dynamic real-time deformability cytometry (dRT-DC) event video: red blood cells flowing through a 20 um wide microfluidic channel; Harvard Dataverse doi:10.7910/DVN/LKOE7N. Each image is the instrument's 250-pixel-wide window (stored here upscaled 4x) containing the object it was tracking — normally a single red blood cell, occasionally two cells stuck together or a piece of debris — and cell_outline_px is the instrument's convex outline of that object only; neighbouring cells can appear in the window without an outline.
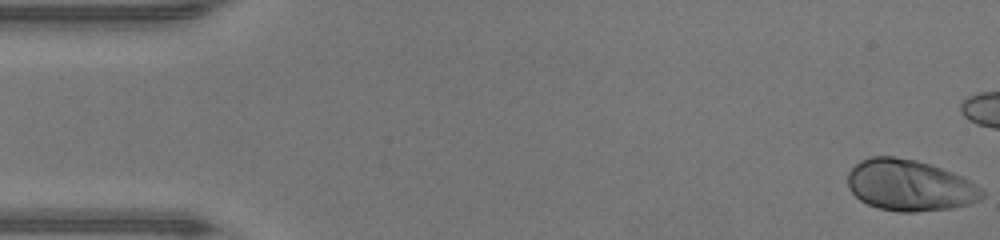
{"species": "human", "species_latin": "Homo sapiens", "temperature_condition": "warm", "stored_images_in_passage": 39, "camera_frame_rate_fps": 3000, "um_per_image_px": 0.085, "donor": {"sex": "male"}, "frame": {"image": 1, "passage_image": 1, "time_ms": 0.0, "image_size_px": [1000, 240], "cell_outline_px": [[984, 196], [980, 200], [972, 204], [952, 208], [912, 212], [900, 212], [876, 208], [860, 200], [848, 188], [848, 172], [860, 160], [872, 156], [892, 156], [916, 160], [964, 176], [980, 188], [984, 192]], "centroid_in_image_um": [77.33, 15.76], "position_along_channel_um": 7.7, "area_um2": 40.23}}
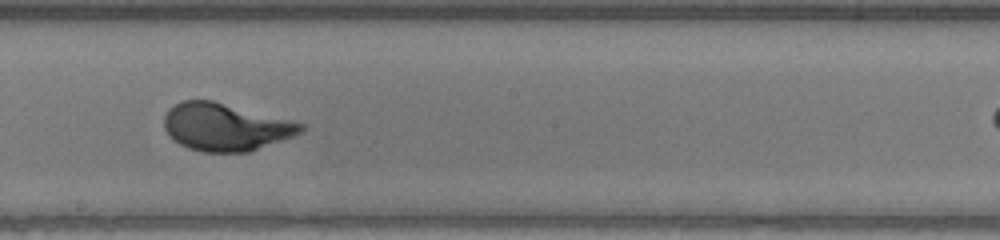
{"frame": {"image": 2, "passage_image": 26, "time_ms": 8.333, "image_size_px": [1000, 240], "cell_outline_px": [[304, 128], [300, 132], [292, 136], [248, 152], [204, 152], [188, 148], [172, 140], [168, 136], [164, 128], [164, 116], [168, 108], [184, 100], [212, 100], [304, 124]], "centroid_in_image_um": [19.09, 10.8], "position_along_channel_um": 229.1, "area_um2": 37.45}}
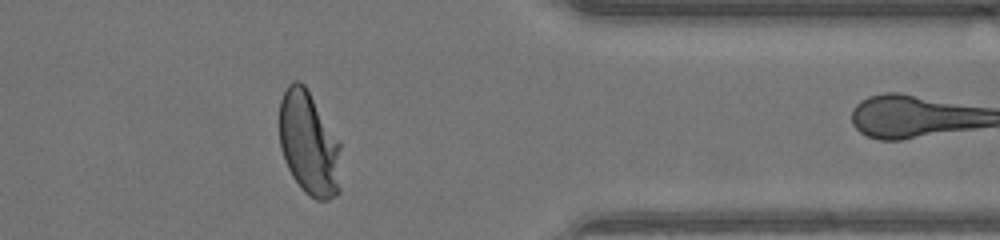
{"frame": {"image": 3, "passage_image": 38, "time_ms": 12.333, "image_size_px": [1000, 240], "cell_outline_px": [[340, 192], [328, 200], [316, 200], [308, 196], [304, 192], [292, 176], [284, 160], [280, 148], [280, 100], [288, 84], [292, 80], [300, 80], [304, 84], [340, 140]], "centroid_in_image_um": [26.27, 12.21], "position_along_channel_um": 385.1, "area_um2": 37.69}}